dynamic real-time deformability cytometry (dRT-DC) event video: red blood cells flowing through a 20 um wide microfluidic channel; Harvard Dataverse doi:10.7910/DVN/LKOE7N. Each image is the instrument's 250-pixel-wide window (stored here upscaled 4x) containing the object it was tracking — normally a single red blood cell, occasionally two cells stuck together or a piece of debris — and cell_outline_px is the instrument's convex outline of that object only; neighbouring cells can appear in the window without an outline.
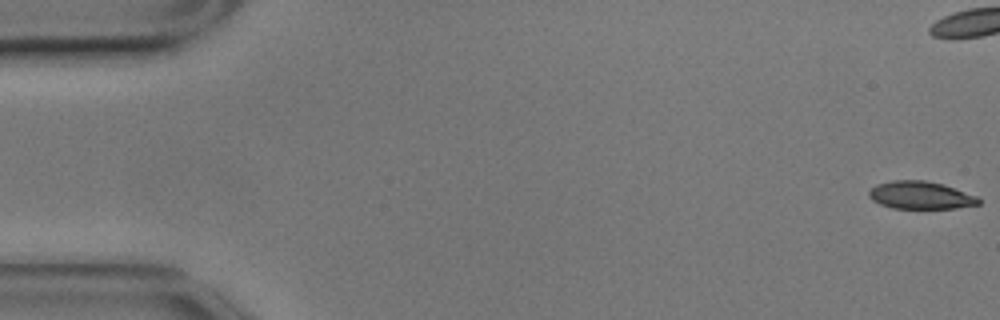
{"species": "common noctule bat (a hibernating species)", "species_latin": "Nyctalus noctula", "temperature_condition": "cold", "stored_images_in_passage": 58, "camera_frame_rate_fps": 3000, "um_per_image_px": 0.085, "animal": {"sex": "male", "body_mass_g": 17.9}, "frame": {"image": 1, "passage_image": 1, "time_ms": 0.0, "image_size_px": [1000, 320], "cell_outline_px": [[980, 204], [956, 208], [892, 208], [880, 204], [872, 200], [868, 196], [868, 192], [876, 184], [892, 180], [924, 180], [944, 184], [976, 196], [980, 200]], "centroid_in_image_um": [78.22, 16.59], "position_along_channel_um": 6.8, "area_um2": 17.69}}
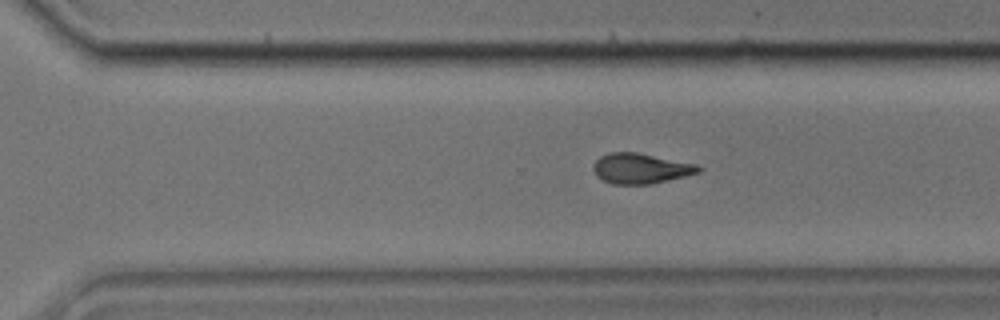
{"frame": {"image": 2, "passage_image": 39, "time_ms": 12.667, "image_size_px": [1000, 320], "cell_outline_px": [[704, 168], [700, 172], [668, 180], [648, 184], [612, 184], [596, 176], [592, 168], [592, 164], [600, 156], [608, 152], [636, 152], [696, 164]], "centroid_in_image_um": [54.43, 14.31], "position_along_channel_um": 316.2, "area_um2": 18.55}}
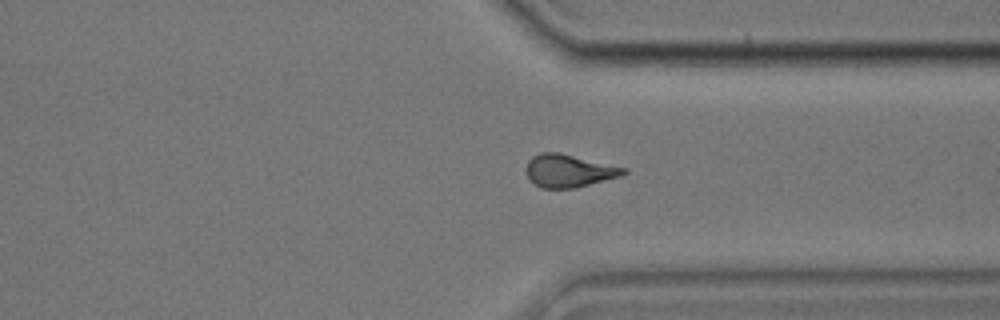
{"frame": {"image": 3, "passage_image": 43, "time_ms": 14.0, "image_size_px": [1000, 320], "cell_outline_px": [[628, 172], [620, 176], [576, 188], [540, 188], [532, 184], [528, 180], [528, 160], [532, 156], [540, 152], [560, 152], [628, 168]], "centroid_in_image_um": [48.36, 14.51], "position_along_channel_um": 363.0, "area_um2": 18.79}, "authors_computed_cell_mechanics": {"area_um2": 18.9584, "velocity_mm_per_s": 3.508, "shape_relaxation_time_tau1_ms": 5.8465, "shape_relaxation_time_tau2_ms": 4.7207, "deformation_change_tau1": 0.1668, "deformation_change_tau2": 0.1304}}